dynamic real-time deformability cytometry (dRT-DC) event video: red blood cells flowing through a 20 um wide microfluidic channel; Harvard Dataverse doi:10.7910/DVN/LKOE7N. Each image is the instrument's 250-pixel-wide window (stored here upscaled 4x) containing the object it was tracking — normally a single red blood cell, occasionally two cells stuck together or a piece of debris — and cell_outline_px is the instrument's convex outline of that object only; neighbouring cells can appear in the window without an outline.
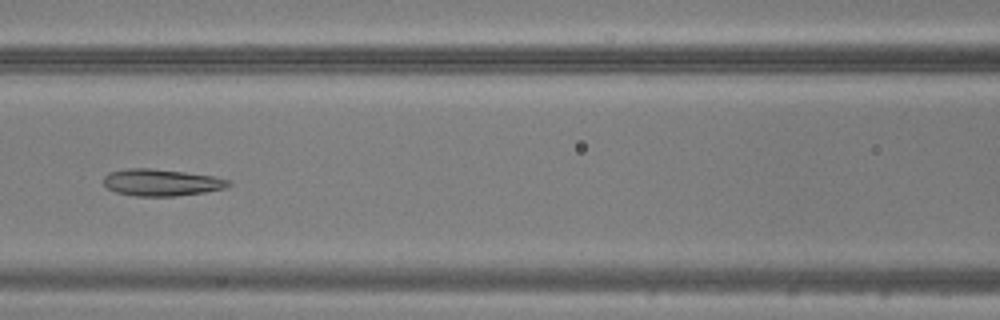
{"species": "common noctule bat (a hibernating species)", "species_latin": "Nyctalus noctula", "temperature_condition": "warm", "stored_images_in_passage": 49, "camera_frame_rate_fps": 3000, "um_per_image_px": 0.085, "animal": {"sex": "male", "body_mass_g": 20.5, "forearm_length_mm": 52.5}, "frame": {"image": 1, "passage_image": 22, "time_ms": 7.0, "image_size_px": [1000, 320], "cell_outline_px": [[232, 184], [224, 188], [204, 192], [176, 196], [136, 196], [116, 192], [108, 188], [104, 184], [104, 176], [108, 172], [128, 168], [152, 168], [216, 176], [228, 180]], "centroid_in_image_um": [13.71, 15.5], "position_along_channel_um": 152.9, "area_um2": 19.54}}
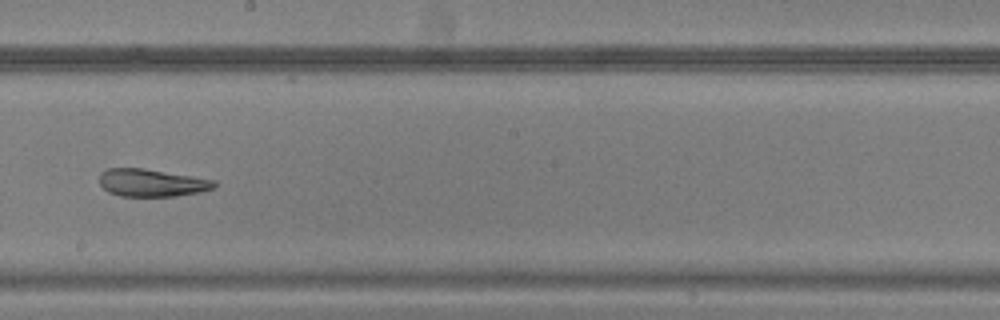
{"frame": {"image": 2, "passage_image": 28, "time_ms": 9.0, "image_size_px": [1000, 320], "cell_outline_px": [[216, 188], [200, 192], [176, 196], [120, 196], [108, 192], [100, 184], [100, 172], [108, 168], [144, 168], [216, 180]], "centroid_in_image_um": [12.91, 15.53], "position_along_channel_um": 235.3, "area_um2": 18.55}}
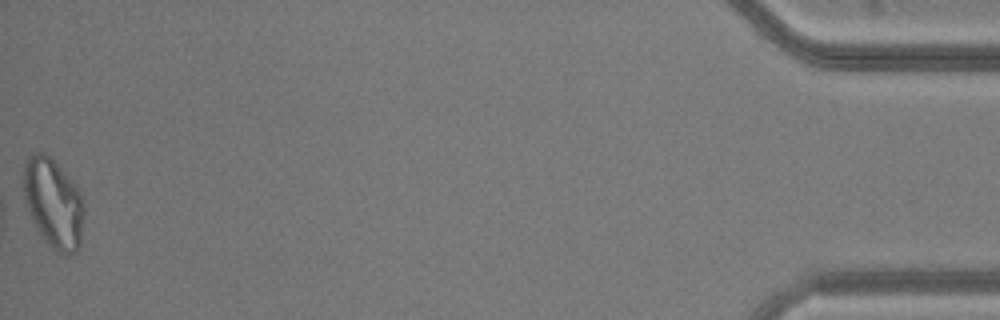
{"frame": {"image": 3, "passage_image": 49, "time_ms": 16.0, "image_size_px": [1000, 320], "cell_outline_px": [[84, 216], [80, 244], [76, 252], [60, 252], [52, 248], [40, 236], [32, 220], [24, 200], [24, 164], [28, 156], [36, 152], [44, 152], [68, 176], [80, 192], [84, 200]], "centroid_in_image_um": [4.54, 17.27], "position_along_channel_um": 430.7, "area_um2": 31.33}}